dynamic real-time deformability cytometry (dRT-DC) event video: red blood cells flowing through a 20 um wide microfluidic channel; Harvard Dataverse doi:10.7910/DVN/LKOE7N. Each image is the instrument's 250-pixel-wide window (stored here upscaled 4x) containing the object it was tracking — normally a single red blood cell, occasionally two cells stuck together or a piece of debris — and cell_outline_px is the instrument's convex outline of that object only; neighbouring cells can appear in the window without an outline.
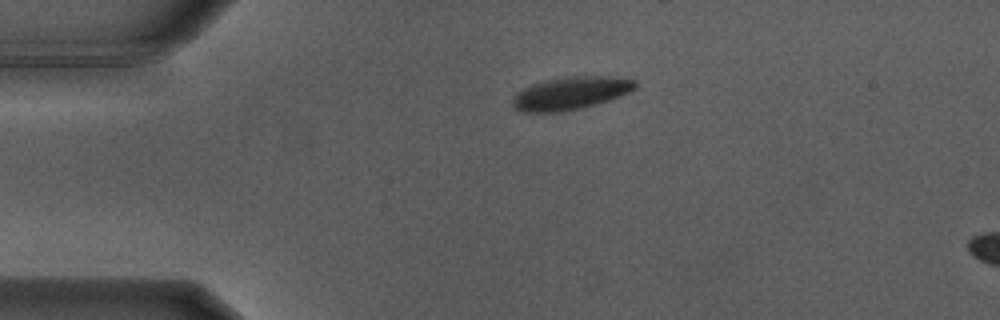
{"species": "Egyptian fruit bat (a non-hibernating species)", "species_latin": "Rousettus aegyptiacus", "temperature_condition": "warm", "stored_images_in_passage": 6, "camera_frame_rate_fps": 3000, "um_per_image_px": 0.085, "animal": {"sex": "male"}, "frame": {"image": 1, "passage_image": 1, "time_ms": 0.0, "image_size_px": [1000, 320], "cell_outline_px": [[636, 88], [620, 96], [596, 104], [580, 108], [560, 112], [524, 112], [516, 108], [512, 104], [512, 96], [516, 92], [532, 84], [544, 80], [568, 76], [608, 76], [636, 80]], "centroid_in_image_um": [48.48, 7.91], "position_along_channel_um": 36.5, "area_um2": 23.41}}